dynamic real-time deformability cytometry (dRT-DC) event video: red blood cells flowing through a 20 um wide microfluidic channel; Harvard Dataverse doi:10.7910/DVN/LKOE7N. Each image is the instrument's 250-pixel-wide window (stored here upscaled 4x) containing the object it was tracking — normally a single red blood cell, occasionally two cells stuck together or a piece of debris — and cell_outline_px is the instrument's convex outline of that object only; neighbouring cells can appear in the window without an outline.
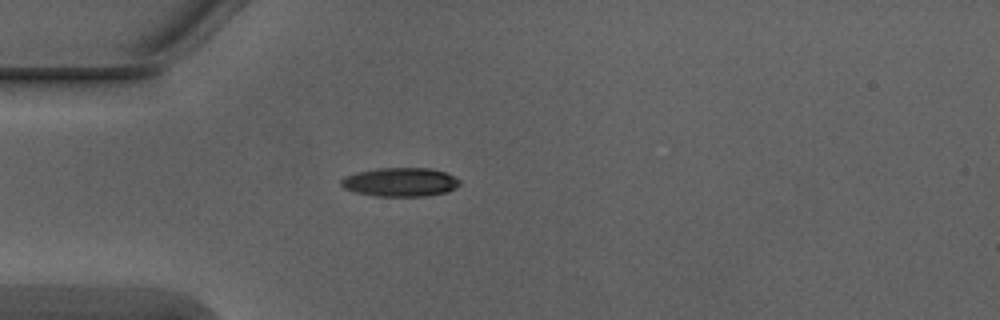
{"species": "Egyptian fruit bat (a non-hibernating species)", "species_latin": "Rousettus aegyptiacus", "temperature_condition": "warm", "stored_images_in_passage": 1, "camera_frame_rate_fps": 3000, "um_per_image_px": 0.085, "animal": {"sex": "male"}, "frame": {"image": 1, "passage_image": 1, "time_ms": 0.0, "image_size_px": [1000, 320], "cell_outline_px": [[460, 184], [456, 188], [448, 192], [424, 196], [376, 196], [356, 192], [344, 188], [340, 184], [340, 180], [348, 176], [360, 172], [380, 168], [432, 168], [444, 172], [460, 180]], "centroid_in_image_um": [34.07, 15.48], "position_along_channel_um": 50.9, "area_um2": 19.71}}